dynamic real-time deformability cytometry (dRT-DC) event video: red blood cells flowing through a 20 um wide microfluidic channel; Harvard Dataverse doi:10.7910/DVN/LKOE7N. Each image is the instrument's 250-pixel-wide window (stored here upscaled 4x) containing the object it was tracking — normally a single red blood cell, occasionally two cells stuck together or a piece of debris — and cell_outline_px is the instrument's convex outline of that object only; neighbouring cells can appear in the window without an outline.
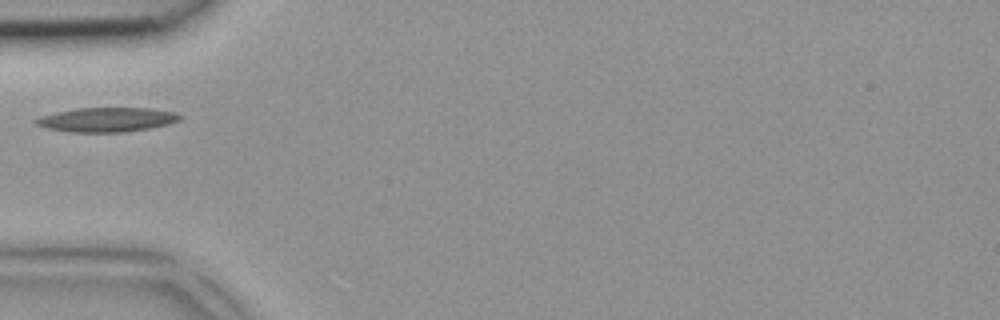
{"species": "common noctule bat (a hibernating species)", "species_latin": "Nyctalus noctula", "temperature_condition": "room temperature", "stored_images_in_passage": 3, "camera_frame_rate_fps": 3000, "um_per_image_px": 0.085, "animal": {"sex": "female", "body_mass_g": 18.4}, "frame": {"image": 1, "passage_image": 3, "time_ms": 0.667, "image_size_px": [1000, 320], "cell_outline_px": [[184, 116], [180, 120], [168, 124], [148, 128], [124, 132], [68, 132], [48, 128], [36, 124], [32, 120], [40, 116], [56, 112], [76, 108], [148, 108], [176, 112]], "centroid_in_image_um": [9.08, 10.16], "position_along_channel_um": 75.9, "area_um2": 20.46}}